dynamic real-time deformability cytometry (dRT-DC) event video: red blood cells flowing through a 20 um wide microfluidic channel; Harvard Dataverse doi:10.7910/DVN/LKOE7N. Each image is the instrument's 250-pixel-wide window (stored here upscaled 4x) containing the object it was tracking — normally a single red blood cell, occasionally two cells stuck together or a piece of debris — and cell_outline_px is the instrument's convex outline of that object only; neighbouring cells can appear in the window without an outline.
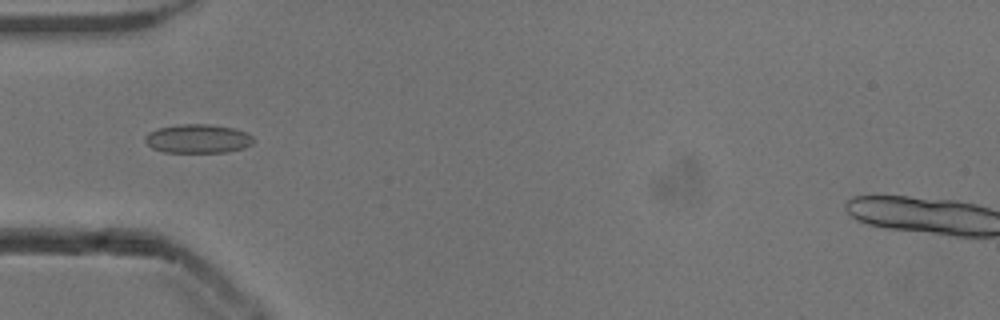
{"species": "common noctule bat (a hibernating species)", "species_latin": "Nyctalus noctula", "temperature_condition": "cold", "stored_images_in_passage": 44, "camera_frame_rate_fps": 3000, "um_per_image_px": 0.085, "animal": {"sex": "male", "body_mass_g": 13.3}, "frame": {"image": 1, "passage_image": 8, "time_ms": 2.333, "image_size_px": [1000, 320], "cell_outline_px": [[256, 140], [252, 144], [244, 148], [228, 152], [164, 152], [152, 148], [144, 140], [144, 136], [148, 132], [160, 128], [180, 124], [208, 124], [232, 128], [248, 132]], "centroid_in_image_um": [16.85, 11.79], "position_along_channel_um": 68.2, "area_um2": 18.32}}
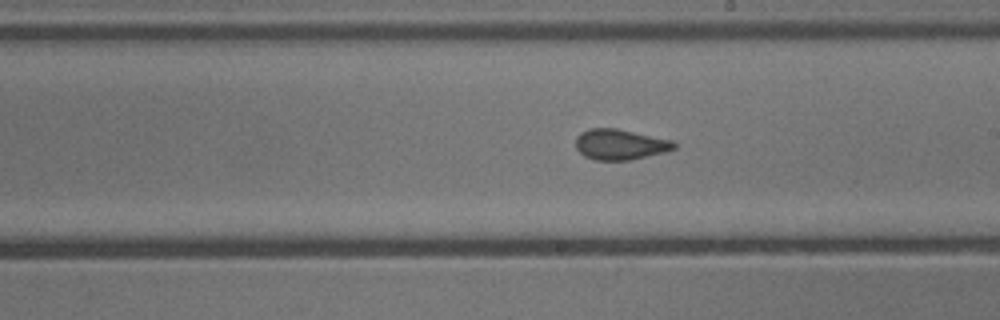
{"frame": {"image": 2, "passage_image": 21, "time_ms": 6.667, "image_size_px": [1000, 320], "cell_outline_px": [[676, 148], [664, 152], [628, 160], [596, 160], [584, 156], [576, 148], [576, 136], [580, 132], [588, 128], [616, 128], [672, 140], [676, 144]], "centroid_in_image_um": [52.68, 12.27], "position_along_channel_um": 236.3, "area_um2": 17.46}}
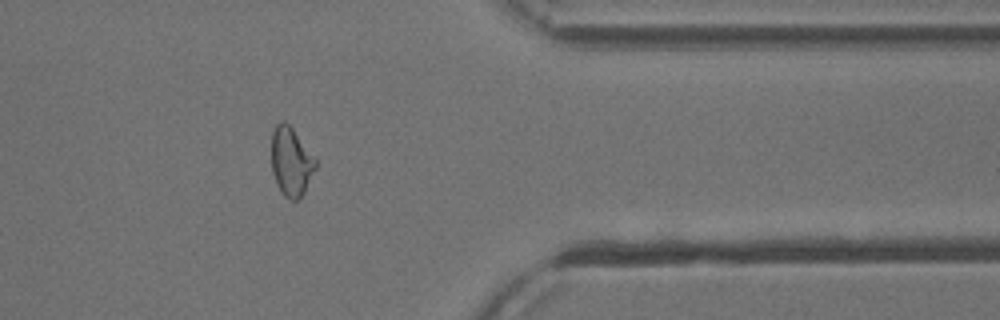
{"frame": {"image": 3, "passage_image": 34, "time_ms": 11.0, "image_size_px": [1000, 320], "cell_outline_px": [[316, 168], [304, 192], [296, 200], [292, 200], [284, 196], [280, 192], [276, 184], [272, 172], [272, 132], [276, 124], [280, 120], [284, 120], [292, 128], [316, 156]], "centroid_in_image_um": [24.75, 13.72], "position_along_channel_um": 386.7, "area_um2": 17.86}, "authors_computed_cell_mechanics": {"area_um2": 18.0047, "velocity_mm_per_s": 3.8659, "shape_relaxation_time_tau1_ms": null, "shape_relaxation_time_tau2_ms": 1.129, "deformation_change_tau1": null, "deformation_change_tau2": 0.0544}}